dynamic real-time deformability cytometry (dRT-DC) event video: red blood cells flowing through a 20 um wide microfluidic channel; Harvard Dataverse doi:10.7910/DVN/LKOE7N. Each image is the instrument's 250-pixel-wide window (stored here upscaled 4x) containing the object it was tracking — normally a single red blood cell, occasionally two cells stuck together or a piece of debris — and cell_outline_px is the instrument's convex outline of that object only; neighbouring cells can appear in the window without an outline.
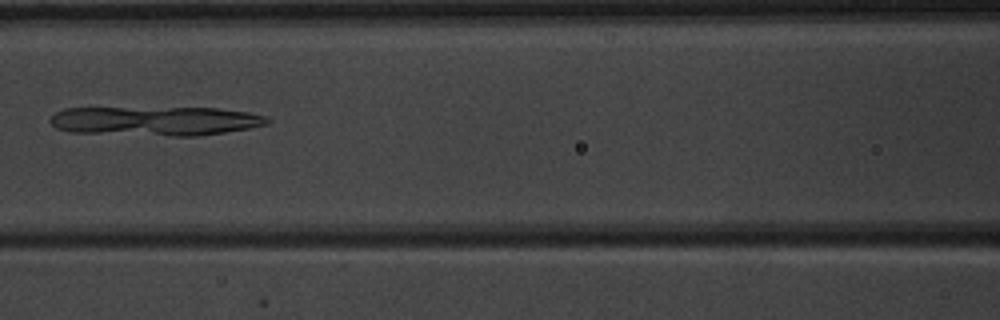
{"species": "common noctule bat (a hibernating species)", "species_latin": "Nyctalus noctula", "temperature_condition": "warm", "stored_images_in_passage": 8, "camera_frame_rate_fps": 3000, "um_per_image_px": 0.085, "animal": {"sex": "male", "body_mass_g": 20.1, "forearm_length_mm": 53.5}, "frame": {"image": 1, "passage_image": 7, "time_ms": 7.0, "image_size_px": [1000, 320], "cell_outline_px": [[272, 120], [268, 124], [252, 128], [196, 136], [168, 136], [68, 132], [56, 128], [48, 120], [56, 112], [64, 108], [216, 108], [248, 112], [264, 116]], "centroid_in_image_um": [13.21, 10.29], "position_along_channel_um": 153.4, "area_um2": 37.17}}